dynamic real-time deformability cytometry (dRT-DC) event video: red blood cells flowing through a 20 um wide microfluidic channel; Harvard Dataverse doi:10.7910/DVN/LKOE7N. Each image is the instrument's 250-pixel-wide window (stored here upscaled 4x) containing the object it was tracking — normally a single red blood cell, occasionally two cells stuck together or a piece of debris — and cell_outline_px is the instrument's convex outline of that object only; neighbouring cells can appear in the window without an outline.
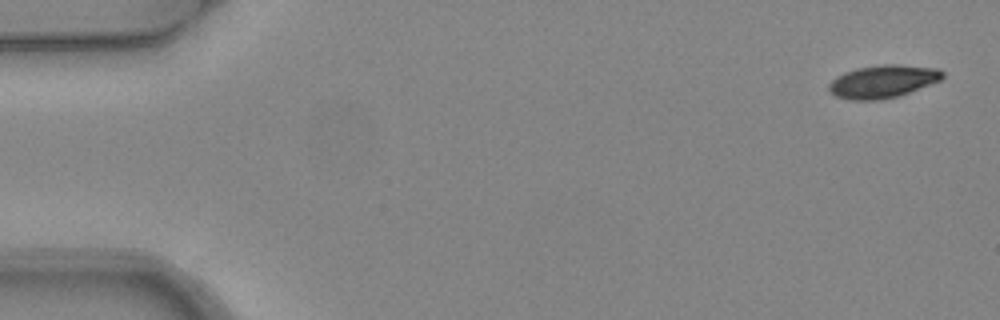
{"species": "common noctule bat (a hibernating species)", "species_latin": "Nyctalus noctula", "temperature_condition": "warm", "stored_images_in_passage": 4, "camera_frame_rate_fps": 3000, "um_per_image_px": 0.085, "animal": {"sex": "female", "body_mass_g": 24.6, "forearm_length_mm": 56.2}, "frame": {"image": 1, "passage_image": 1, "time_ms": 0.0, "image_size_px": [1000, 320], "cell_outline_px": [[944, 76], [940, 80], [900, 96], [880, 100], [852, 100], [836, 96], [828, 88], [828, 84], [836, 76], [844, 72], [856, 68], [884, 64], [896, 64], [940, 68], [944, 72]], "centroid_in_image_um": [75.05, 6.92], "position_along_channel_um": 9.9, "area_um2": 21.85}}
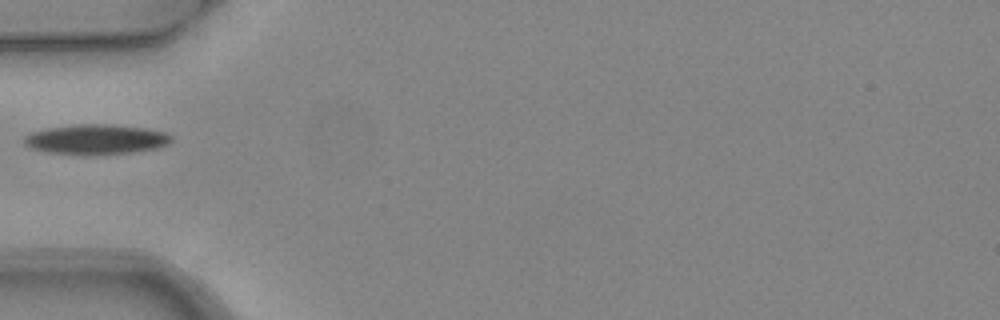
{"frame": {"image": 2, "passage_image": 4, "time_ms": 1.0, "image_size_px": [1000, 320], "cell_outline_px": [[172, 140], [168, 144], [156, 148], [132, 152], [84, 156], [48, 152], [28, 148], [24, 144], [24, 136], [32, 132], [48, 128], [72, 124], [108, 124], [144, 128], [164, 132], [172, 136]], "centroid_in_image_um": [8.12, 11.86], "position_along_channel_um": 76.9, "area_um2": 25.95}}